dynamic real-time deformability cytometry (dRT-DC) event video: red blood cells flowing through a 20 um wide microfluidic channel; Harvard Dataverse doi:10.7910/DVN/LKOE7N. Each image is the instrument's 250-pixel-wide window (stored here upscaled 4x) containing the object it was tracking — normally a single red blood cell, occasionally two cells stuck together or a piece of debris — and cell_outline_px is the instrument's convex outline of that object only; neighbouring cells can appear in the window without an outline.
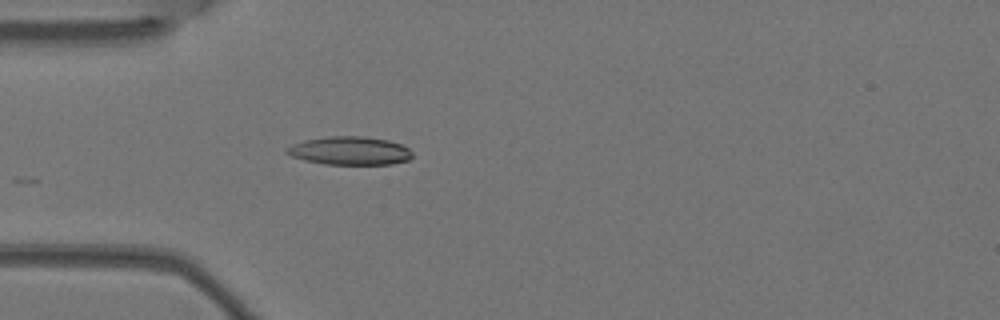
{"species": "Egyptian fruit bat (a non-hibernating species)", "species_latin": "Rousettus aegyptiacus", "temperature_condition": "warm", "stored_images_in_passage": 5, "camera_frame_rate_fps": 3000, "um_per_image_px": 0.085, "animal": {"sex": "female"}, "frame": {"image": 1, "passage_image": 5, "time_ms": 1.333, "image_size_px": [1000, 320], "cell_outline_px": [[412, 156], [408, 160], [392, 164], [324, 164], [304, 160], [292, 156], [284, 152], [292, 144], [304, 140], [328, 136], [364, 136], [388, 140], [400, 144], [408, 148], [412, 152]], "centroid_in_image_um": [29.73, 12.81], "position_along_channel_um": 55.3, "area_um2": 20.69}}